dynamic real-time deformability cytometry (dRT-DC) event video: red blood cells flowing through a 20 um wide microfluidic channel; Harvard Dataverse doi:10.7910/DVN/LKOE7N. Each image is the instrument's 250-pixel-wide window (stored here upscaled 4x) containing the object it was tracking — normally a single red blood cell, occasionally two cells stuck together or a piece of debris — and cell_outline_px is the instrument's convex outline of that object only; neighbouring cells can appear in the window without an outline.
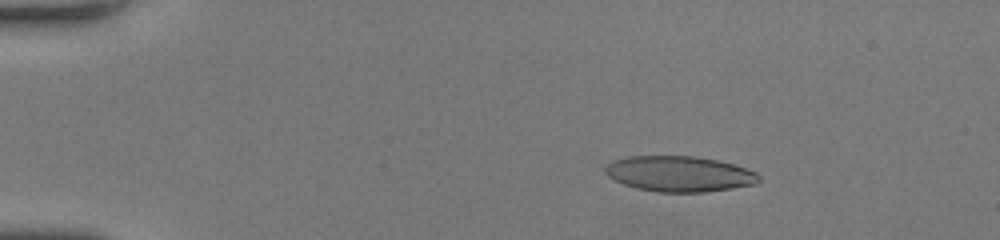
{"species": "human", "species_latin": "Homo sapiens", "temperature_condition": "room temperature", "stored_images_in_passage": 54, "camera_frame_rate_fps": 3000, "um_per_image_px": 0.085, "donor": {"sex": "female"}, "frame": {"image": 1, "passage_image": 11, "time_ms": 3.333, "image_size_px": [1000, 240], "cell_outline_px": [[760, 180], [756, 184], [732, 188], [704, 192], [656, 192], [636, 188], [624, 184], [608, 176], [604, 172], [604, 164], [612, 160], [628, 156], [696, 156], [720, 160], [756, 172], [760, 176]], "centroid_in_image_um": [57.71, 14.77], "position_along_channel_um": 27.3, "area_um2": 32.08}}
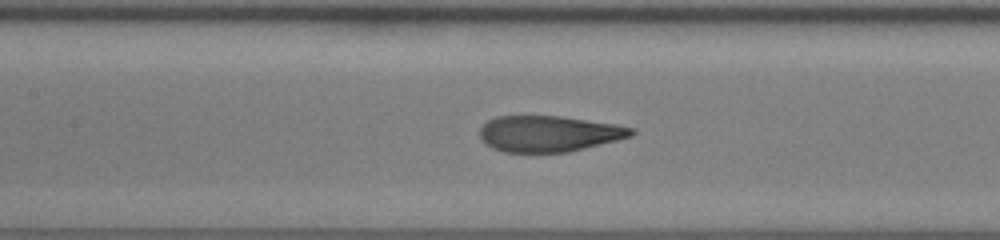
{"frame": {"image": 2, "passage_image": 28, "time_ms": 9.0, "image_size_px": [1000, 240], "cell_outline_px": [[636, 132], [632, 136], [568, 152], [504, 152], [492, 148], [480, 140], [480, 128], [488, 120], [496, 116], [560, 116], [616, 124], [632, 128]], "centroid_in_image_um": [46.62, 11.36], "position_along_channel_um": 160.8, "area_um2": 31.73}}
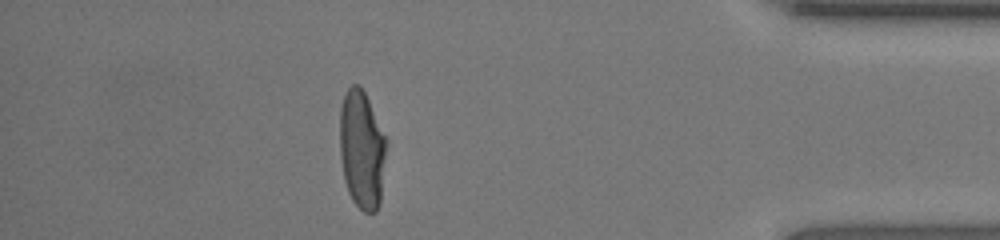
{"frame": {"image": 3, "passage_image": 48, "time_ms": 15.667, "image_size_px": [1000, 240], "cell_outline_px": [[388, 140], [380, 204], [376, 212], [364, 212], [352, 200], [348, 192], [344, 180], [340, 156], [340, 108], [344, 96], [348, 88], [352, 84], [360, 84]], "centroid_in_image_um": [30.77, 12.73], "position_along_channel_um": 404.4, "area_um2": 32.48}, "authors_computed_cell_mechanics": {"area_um2": 32.8304, "velocity_mm_per_s": 4.2409, "shape_relaxation_time_tau1_ms": 4.9239, "shape_relaxation_time_tau2_ms": null, "deformation_change_tau1": 0.2333, "deformation_change_tau2": null}}